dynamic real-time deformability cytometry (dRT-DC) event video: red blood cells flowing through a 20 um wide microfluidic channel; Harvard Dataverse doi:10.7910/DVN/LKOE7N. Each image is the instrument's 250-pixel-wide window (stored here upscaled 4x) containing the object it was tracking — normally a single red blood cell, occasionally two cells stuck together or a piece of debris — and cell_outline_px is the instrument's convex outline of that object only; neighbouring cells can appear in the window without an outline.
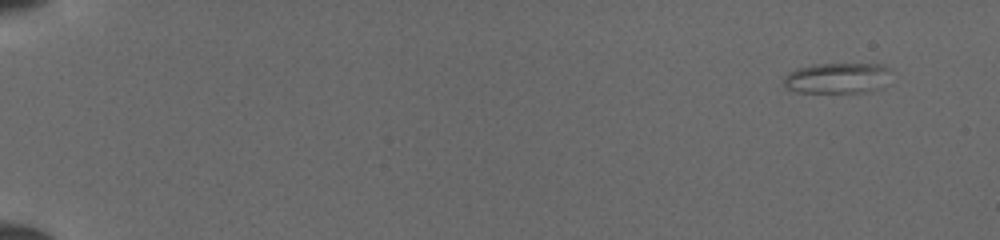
{"species": "common noctule bat (a hibernating species)", "species_latin": "Nyctalus noctula", "temperature_condition": "cold", "stored_images_in_passage": 48, "camera_frame_rate_fps": 3000, "um_per_image_px": 0.085, "animal": {"sex": "female", "body_mass_g": 19.5, "forearm_length_mm": 54.1}, "frame": {"image": 1, "passage_image": 1, "time_ms": 0.0, "image_size_px": [1000, 240], "cell_outline_px": [[888, 68], [876, 88], [872, 92], [796, 92], [788, 88], [784, 84], [784, 76], [788, 72], [796, 68], [812, 64], [884, 64]], "centroid_in_image_um": [71.01, 6.62], "position_along_channel_um": 14.0, "area_um2": 18.55}}
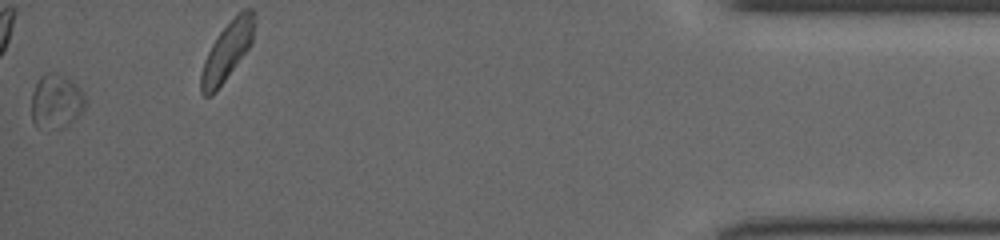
{"frame": {"image": 2, "passage_image": 48, "time_ms": 15.667, "image_size_px": [1000, 240], "cell_outline_px": [[88, 100], [84, 108], [68, 124], [36, 124], [32, 120], [32, 92], [40, 76], [48, 72], [56, 72], [72, 80], [80, 88]], "centroid_in_image_um": [4.8, 8.49], "position_along_channel_um": 430.4, "area_um2": 16.24}}